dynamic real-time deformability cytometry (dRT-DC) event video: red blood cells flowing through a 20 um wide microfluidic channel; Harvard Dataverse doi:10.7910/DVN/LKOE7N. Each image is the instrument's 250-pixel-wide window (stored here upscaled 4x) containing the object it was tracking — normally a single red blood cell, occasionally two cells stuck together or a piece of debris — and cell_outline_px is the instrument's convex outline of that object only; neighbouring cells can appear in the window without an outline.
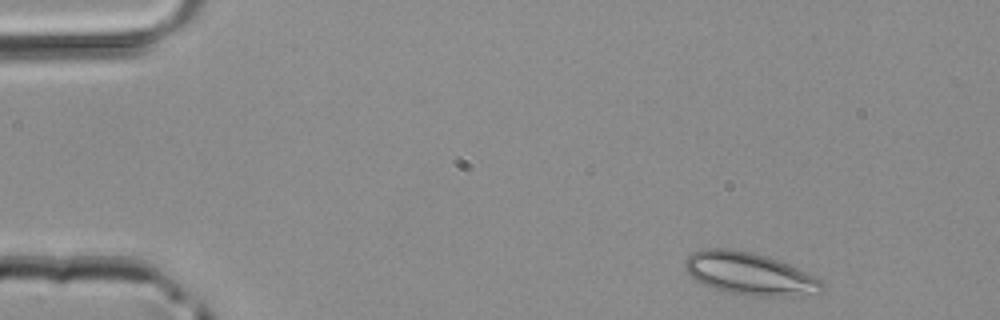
{"species": "common noctule bat (a hibernating species)", "species_latin": "Nyctalus noctula", "temperature_condition": "room temperature", "stored_images_in_passage": 4, "camera_frame_rate_fps": 3000, "um_per_image_px": 0.085, "animal": {"sex": "male", "body_mass_g": 20.4}, "frame": {"image": 1, "passage_image": 1, "time_ms": 0.0, "image_size_px": [1000, 320], "cell_outline_px": [[824, 288], [820, 292], [800, 300], [748, 296], [724, 292], [704, 284], [696, 280], [684, 272], [684, 260], [692, 252], [704, 248], [728, 248], [752, 252], [768, 256], [788, 264], [820, 280], [824, 284]], "centroid_in_image_um": [63.75, 23.32], "position_along_channel_um": 21.2, "area_um2": 35.14}}